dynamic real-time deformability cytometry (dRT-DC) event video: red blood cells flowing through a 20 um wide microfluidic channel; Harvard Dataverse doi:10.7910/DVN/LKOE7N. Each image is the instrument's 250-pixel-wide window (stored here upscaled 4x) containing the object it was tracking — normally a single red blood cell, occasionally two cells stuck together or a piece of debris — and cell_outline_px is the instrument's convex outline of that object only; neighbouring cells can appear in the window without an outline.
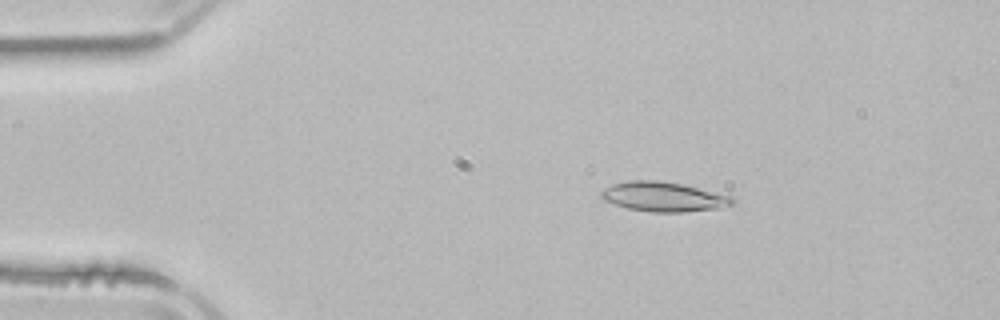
{"species": "common noctule bat (a hibernating species)", "species_latin": "Nyctalus noctula", "temperature_condition": "room temperature", "stored_images_in_passage": 5, "camera_frame_rate_fps": 3000, "um_per_image_px": 0.085, "animal": {"sex": "male", "body_mass_g": 21.5, "forearm_length_mm": 52.0}, "frame": {"image": 1, "passage_image": 2, "time_ms": 2.0, "image_size_px": [1000, 320], "cell_outline_px": [[736, 204], [720, 208], [684, 212], [652, 212], [628, 208], [604, 200], [600, 196], [600, 192], [604, 188], [612, 184], [628, 180], [656, 180], [684, 184], [732, 196], [736, 200]], "centroid_in_image_um": [56.44, 16.72], "position_along_channel_um": 28.6, "area_um2": 22.83}}
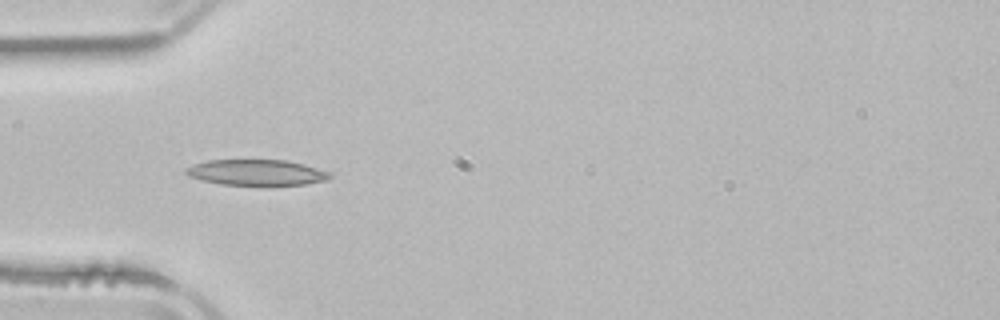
{"frame": {"image": 2, "passage_image": 4, "time_ms": 4.333, "image_size_px": [1000, 320], "cell_outline_px": [[332, 176], [328, 180], [304, 184], [268, 188], [220, 184], [200, 180], [188, 176], [184, 172], [184, 168], [192, 164], [208, 160], [288, 160], [304, 164], [332, 172]], "centroid_in_image_um": [21.82, 14.7], "position_along_channel_um": 63.2, "area_um2": 22.83}}
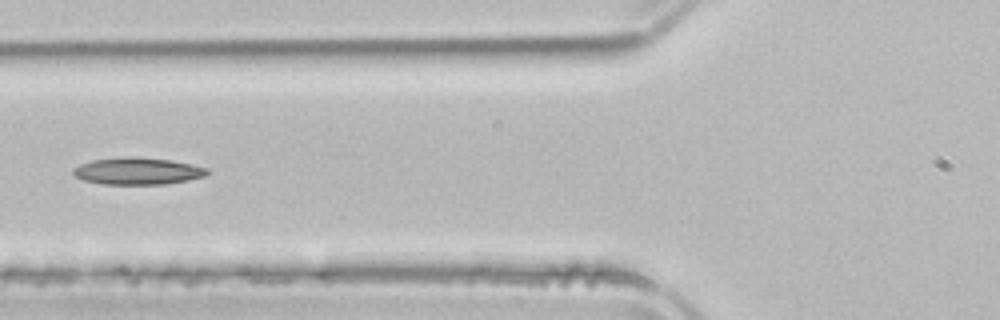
{"frame": {"image": 3, "passage_image": 5, "time_ms": 5.667, "image_size_px": [1000, 320], "cell_outline_px": [[208, 172], [204, 176], [188, 180], [164, 184], [100, 184], [84, 180], [76, 176], [72, 172], [72, 168], [80, 164], [92, 160], [132, 156], [136, 156], [172, 160], [208, 168]], "centroid_in_image_um": [11.67, 14.53], "position_along_channel_um": 114.1, "area_um2": 21.04}}